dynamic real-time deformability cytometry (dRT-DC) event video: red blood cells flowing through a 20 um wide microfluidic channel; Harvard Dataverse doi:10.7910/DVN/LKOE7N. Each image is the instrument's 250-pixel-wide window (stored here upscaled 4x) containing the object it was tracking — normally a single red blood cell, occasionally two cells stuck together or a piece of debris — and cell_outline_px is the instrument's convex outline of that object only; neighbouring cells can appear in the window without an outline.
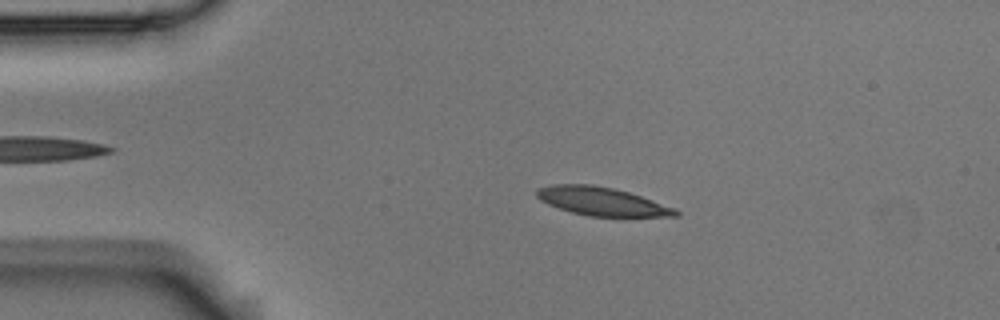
{"species": "Egyptian fruit bat (a non-hibernating species)", "species_latin": "Rousettus aegyptiacus", "temperature_condition": "room temperature", "stored_images_in_passage": 5, "segment_of_instrument_passage": [1, 2], "camera_frame_rate_fps": 3000, "um_per_image_px": 0.085, "animal": {"sex": "male"}, "frame": {"image": 1, "passage_image": 3, "time_ms": 0.667, "image_size_px": [1000, 320], "cell_outline_px": [[680, 216], [588, 216], [572, 212], [548, 204], [540, 200], [536, 196], [536, 188], [552, 184], [592, 184], [612, 188], [628, 192], [676, 208], [680, 212]], "centroid_in_image_um": [51.13, 17.11], "position_along_channel_um": 33.9, "area_um2": 22.83}}